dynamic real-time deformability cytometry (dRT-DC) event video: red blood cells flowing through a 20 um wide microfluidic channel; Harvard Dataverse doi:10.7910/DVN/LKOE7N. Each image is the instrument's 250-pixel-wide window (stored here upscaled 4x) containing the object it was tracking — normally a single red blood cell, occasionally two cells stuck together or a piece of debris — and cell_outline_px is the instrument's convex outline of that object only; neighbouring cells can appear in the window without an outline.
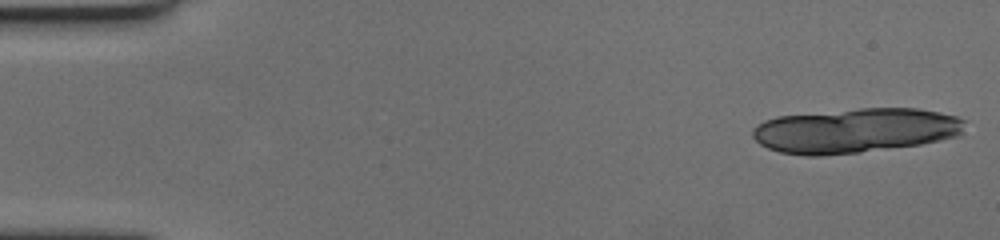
{"species": "human", "species_latin": "Homo sapiens", "temperature_condition": "cold", "stored_images_in_passage": 18, "camera_frame_rate_fps": 3000, "um_per_image_px": 0.085, "donor": {"sex": "female"}, "frame": {"image": 1, "passage_image": 1, "time_ms": 0.0, "image_size_px": [1000, 240], "cell_outline_px": [[968, 120], [960, 136], [920, 144], [860, 152], [816, 156], [808, 156], [780, 152], [768, 148], [760, 144], [752, 136], [752, 128], [764, 120], [776, 116], [860, 108], [920, 108], [940, 112], [956, 116]], "centroid_in_image_um": [72.72, 11.08], "position_along_channel_um": 12.3, "area_um2": 55.6}}